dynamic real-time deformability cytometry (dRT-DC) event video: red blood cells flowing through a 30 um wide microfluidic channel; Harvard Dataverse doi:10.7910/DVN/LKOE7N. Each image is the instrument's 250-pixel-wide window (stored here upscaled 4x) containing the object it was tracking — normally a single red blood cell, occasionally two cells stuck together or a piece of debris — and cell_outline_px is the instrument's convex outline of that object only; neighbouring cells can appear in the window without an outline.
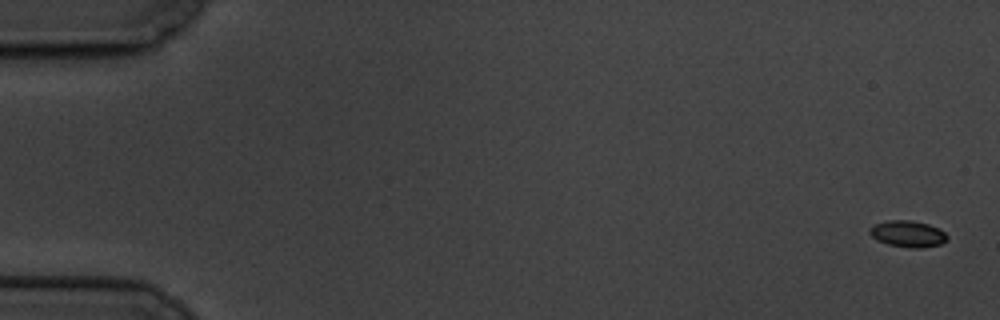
{"species": "common noctule bat (a hibernating species)", "species_latin": "Nyctalus noctula", "temperature_condition": "cold", "stored_images_in_passage": 6, "camera_frame_rate_fps": 3000, "um_per_image_px": 0.085, "animal": {"sex": "male", "body_mass_g": 19.5, "forearm_length_mm": 54.6}, "frame": {"image": 1, "passage_image": 1, "time_ms": 0.0, "image_size_px": [1000, 320], "cell_outline_px": [[948, 240], [940, 244], [920, 248], [912, 248], [888, 244], [876, 240], [868, 232], [868, 228], [876, 224], [888, 220], [912, 220], [928, 224], [940, 228], [948, 236]], "centroid_in_image_um": [77.17, 19.87], "position_along_channel_um": 7.8, "area_um2": 12.02}}
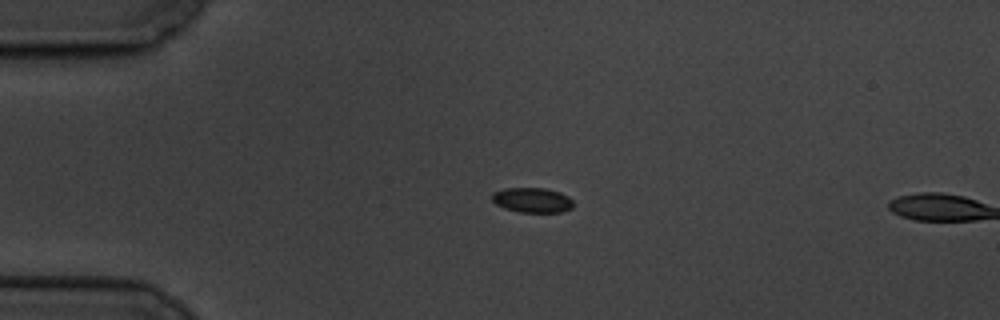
{"frame": {"image": 2, "passage_image": 5, "time_ms": 4.333, "image_size_px": [1000, 320], "cell_outline_px": [[572, 208], [564, 212], [520, 212], [504, 208], [496, 204], [492, 200], [492, 192], [504, 188], [544, 188], [560, 192], [568, 196], [572, 200]], "centroid_in_image_um": [45.23, 17.0], "position_along_channel_um": 39.8, "area_um2": 11.85}}